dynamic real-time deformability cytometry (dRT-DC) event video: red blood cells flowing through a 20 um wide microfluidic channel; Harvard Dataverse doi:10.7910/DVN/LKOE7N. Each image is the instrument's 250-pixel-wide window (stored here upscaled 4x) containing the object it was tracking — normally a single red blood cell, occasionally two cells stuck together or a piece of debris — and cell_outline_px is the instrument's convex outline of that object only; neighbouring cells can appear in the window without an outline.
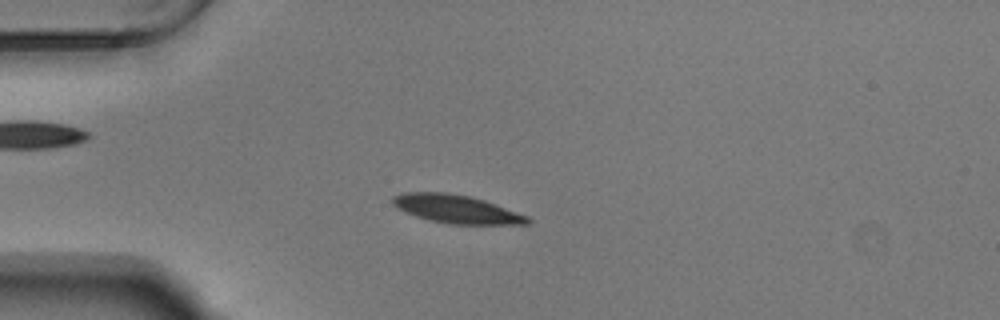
{"species": "Egyptian fruit bat (a non-hibernating species)", "species_latin": "Rousettus aegyptiacus", "temperature_condition": "warm", "stored_images_in_passage": 54, "camera_frame_rate_fps": 3000, "um_per_image_px": 0.085, "animal": {"sex": "male"}, "frame": {"image": 1, "passage_image": 14, "time_ms": 4.333, "image_size_px": [1000, 320], "cell_outline_px": [[532, 224], [448, 224], [428, 220], [404, 212], [396, 208], [392, 204], [392, 196], [404, 192], [444, 192], [468, 196], [484, 200], [528, 216], [532, 220]], "centroid_in_image_um": [38.77, 17.77], "position_along_channel_um": 46.2, "area_um2": 22.31}}
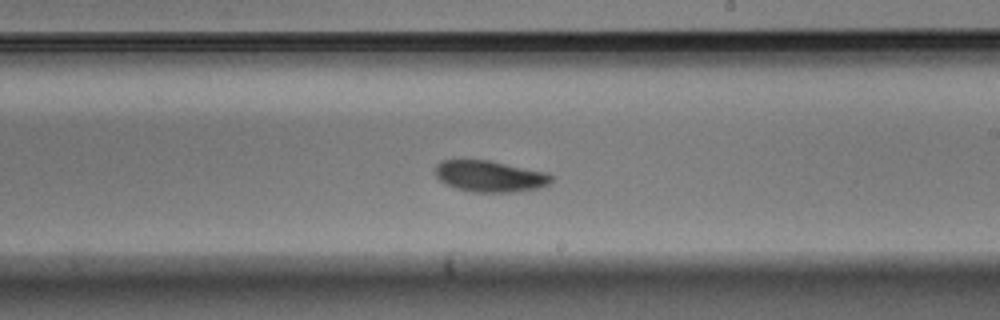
{"frame": {"image": 2, "passage_image": 32, "time_ms": 10.333, "image_size_px": [1000, 320], "cell_outline_px": [[552, 180], [548, 184], [540, 188], [516, 192], [472, 192], [456, 188], [440, 180], [432, 172], [436, 164], [440, 160], [488, 160], [548, 172], [552, 176]], "centroid_in_image_um": [41.63, 14.98], "position_along_channel_um": 247.4, "area_um2": 21.39}}
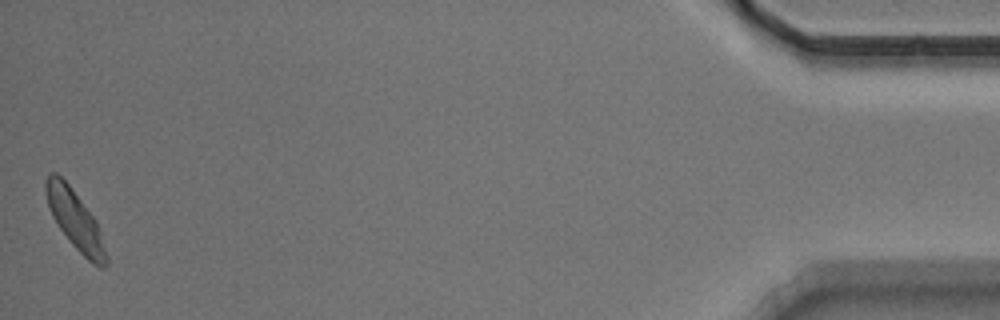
{"frame": {"image": 3, "passage_image": 54, "time_ms": 17.667, "image_size_px": [1000, 320], "cell_outline_px": [[108, 264], [104, 268], [100, 268], [92, 264], [72, 244], [60, 228], [52, 216], [48, 204], [44, 188], [44, 184], [48, 176], [52, 172], [56, 172], [68, 184], [96, 220], [108, 256]], "centroid_in_image_um": [6.41, 18.73], "position_along_channel_um": 428.8, "area_um2": 20.4}, "authors_computed_cell_mechanics": {"area_um2": 20.8947, "velocity_mm_per_s": 3.6878, "shape_relaxation_time_tau1_ms": 2.3082, "shape_relaxation_time_tau2_ms": 10.0909, "deformation_change_tau1": 0.1013, "deformation_change_tau2": 0.1453}}